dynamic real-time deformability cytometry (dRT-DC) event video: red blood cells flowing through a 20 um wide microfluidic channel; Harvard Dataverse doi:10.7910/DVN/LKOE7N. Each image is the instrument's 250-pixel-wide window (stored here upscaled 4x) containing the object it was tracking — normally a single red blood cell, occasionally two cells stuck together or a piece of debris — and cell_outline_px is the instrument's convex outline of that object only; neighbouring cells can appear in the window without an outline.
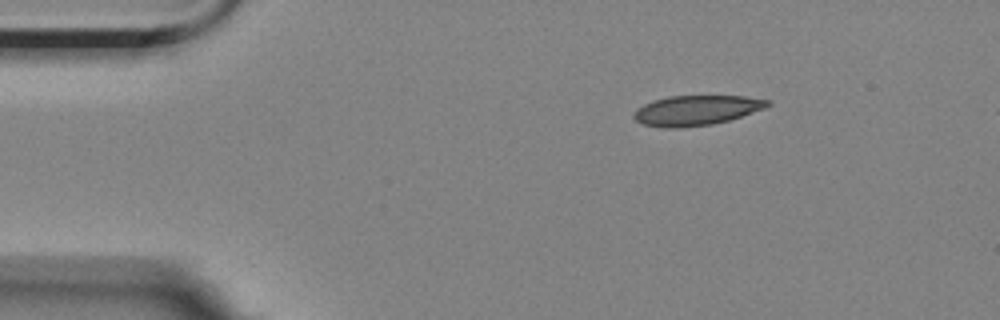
{"species": "Egyptian fruit bat (a non-hibernating species)", "species_latin": "Rousettus aegyptiacus", "temperature_condition": "room temperature", "stored_images_in_passage": 4, "segment_of_instrument_passage": [1, 2], "camera_frame_rate_fps": 3000, "um_per_image_px": 0.085, "animal": {"sex": "female"}, "frame": {"image": 1, "passage_image": 1, "time_ms": 0.0, "image_size_px": [1000, 320], "cell_outline_px": [[772, 104], [764, 108], [728, 120], [712, 124], [680, 128], [660, 128], [644, 124], [636, 120], [632, 116], [636, 108], [652, 100], [668, 96], [744, 96], [768, 100]], "centroid_in_image_um": [59.13, 9.38], "position_along_channel_um": 25.9, "area_um2": 23.29}}